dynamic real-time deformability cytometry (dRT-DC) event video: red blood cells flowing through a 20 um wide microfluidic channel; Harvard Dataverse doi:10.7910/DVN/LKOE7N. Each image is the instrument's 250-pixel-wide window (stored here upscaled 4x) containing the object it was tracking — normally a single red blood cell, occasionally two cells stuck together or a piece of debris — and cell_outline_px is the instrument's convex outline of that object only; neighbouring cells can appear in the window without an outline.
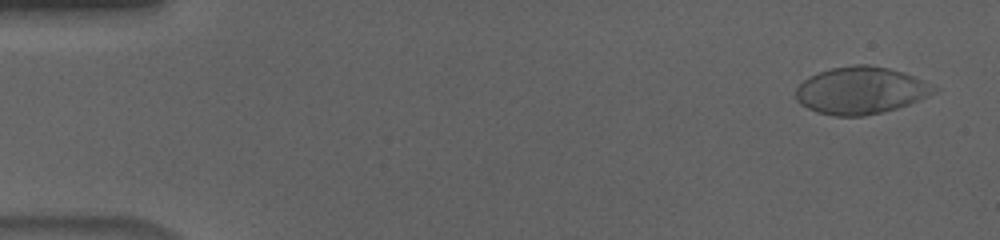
{"species": "human", "species_latin": "Homo sapiens", "temperature_condition": "cold", "stored_images_in_passage": 56, "camera_frame_rate_fps": 3000, "um_per_image_px": 0.085, "donor": {"sex": "male"}, "frame": {"image": 1, "passage_image": 3, "time_ms": 0.667, "image_size_px": [1000, 240], "cell_outline_px": [[940, 88], [936, 92], [928, 96], [908, 104], [896, 108], [864, 116], [836, 116], [816, 112], [800, 104], [796, 100], [796, 88], [804, 80], [820, 72], [832, 68], [856, 64], [868, 64], [888, 68], [904, 72]], "centroid_in_image_um": [73.17, 7.69], "position_along_channel_um": 11.8, "area_um2": 37.8}}
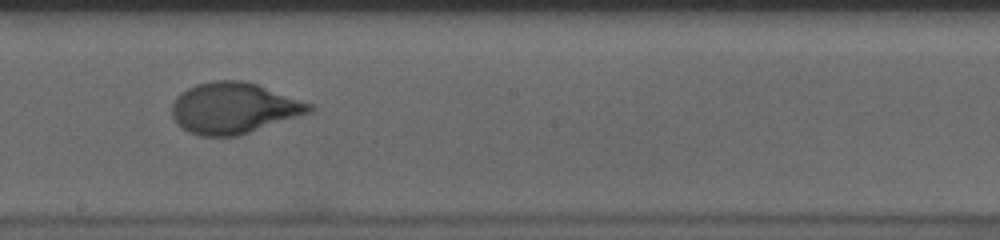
{"frame": {"image": 2, "passage_image": 32, "time_ms": 10.333, "image_size_px": [1000, 240], "cell_outline_px": [[316, 108], [312, 112], [236, 136], [200, 136], [188, 132], [176, 124], [172, 116], [172, 104], [176, 96], [180, 92], [196, 84], [212, 80], [244, 80], [256, 84], [312, 104]], "centroid_in_image_um": [19.83, 9.18], "position_along_channel_um": 228.4, "area_um2": 40.86}}
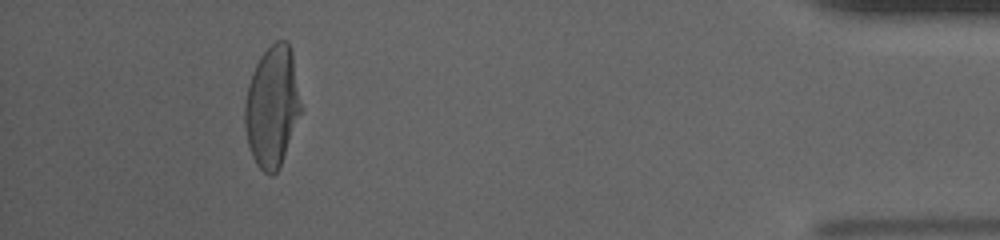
{"frame": {"image": 3, "passage_image": 52, "time_ms": 17.0, "image_size_px": [1000, 240], "cell_outline_px": [[300, 112], [280, 168], [272, 176], [264, 172], [256, 164], [252, 156], [248, 144], [244, 128], [244, 104], [248, 84], [252, 72], [260, 56], [276, 40], [288, 40], [292, 52], [300, 104]], "centroid_in_image_um": [23.1, 9.07], "position_along_channel_um": 412.1, "area_um2": 39.3}, "authors_computed_cell_mechanics": {"area_um2": 39.5352, "velocity_mm_per_s": 3.6247, "shape_relaxation_time_tau1_ms": 4.7231, "shape_relaxation_time_tau2_ms": null, "deformation_change_tau1": 0.2161, "deformation_change_tau2": null}}